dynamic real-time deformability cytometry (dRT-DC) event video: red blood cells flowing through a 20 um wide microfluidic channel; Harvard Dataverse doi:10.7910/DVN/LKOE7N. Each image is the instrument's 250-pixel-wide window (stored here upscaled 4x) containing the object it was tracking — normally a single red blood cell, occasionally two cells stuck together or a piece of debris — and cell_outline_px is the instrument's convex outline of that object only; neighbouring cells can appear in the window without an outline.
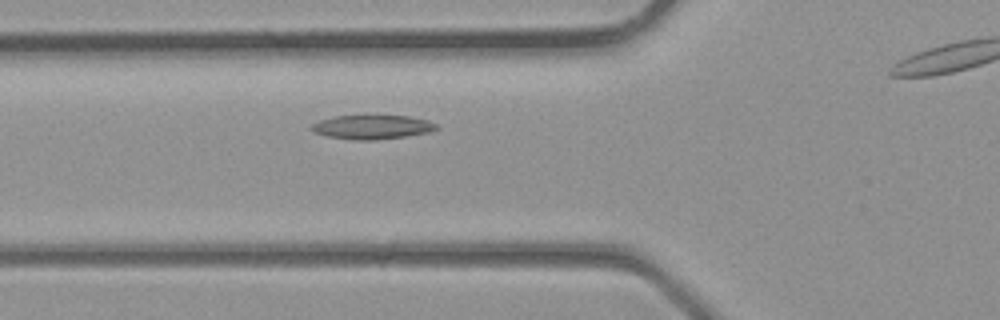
{"species": "common noctule bat (a hibernating species)", "species_latin": "Nyctalus noctula", "temperature_condition": "room temperature", "stored_images_in_passage": 4, "camera_frame_rate_fps": 3000, "um_per_image_px": 0.085, "animal": {"sex": "male", "body_mass_g": 23.1, "forearm_length_mm": 52.7}, "frame": {"image": 1, "passage_image": 3, "time_ms": 0.667, "image_size_px": [1000, 320], "cell_outline_px": [[440, 128], [428, 132], [404, 136], [376, 140], [352, 140], [328, 136], [316, 132], [312, 128], [312, 124], [320, 120], [336, 116], [372, 112], [408, 116], [428, 120], [436, 124]], "centroid_in_image_um": [31.67, 10.74], "position_along_channel_um": 94.1, "area_um2": 18.26}}